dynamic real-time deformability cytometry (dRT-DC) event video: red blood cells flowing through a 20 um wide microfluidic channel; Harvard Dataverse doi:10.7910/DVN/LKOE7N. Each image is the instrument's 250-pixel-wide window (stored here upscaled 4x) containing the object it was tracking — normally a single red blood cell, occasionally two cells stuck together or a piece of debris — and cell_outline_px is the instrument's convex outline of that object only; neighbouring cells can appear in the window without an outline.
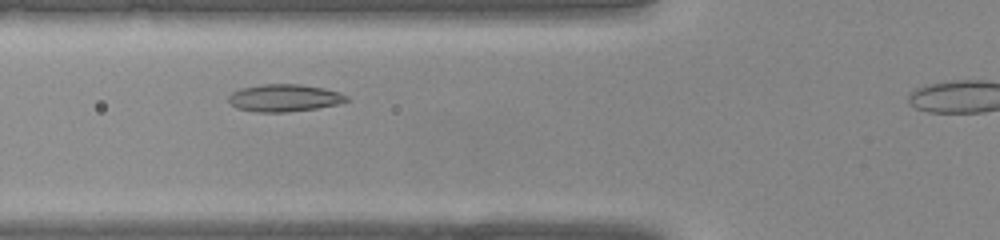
{"species": "common noctule bat (a hibernating species)", "species_latin": "Nyctalus noctula", "temperature_condition": "warm", "stored_images_in_passage": 24, "camera_frame_rate_fps": 3000, "um_per_image_px": 0.085, "animal": {"sex": "female", "body_mass_g": 22.0, "forearm_length_mm": 56.7}, "frame": {"image": 1, "passage_image": 4, "time_ms": 1.0, "image_size_px": [1000, 240], "cell_outline_px": [[348, 100], [336, 104], [316, 108], [284, 112], [256, 112], [236, 108], [228, 100], [228, 96], [232, 92], [240, 88], [264, 84], [300, 84], [324, 88], [340, 92], [348, 96]], "centroid_in_image_um": [24.14, 8.31], "position_along_channel_um": 101.7, "area_um2": 18.73}}
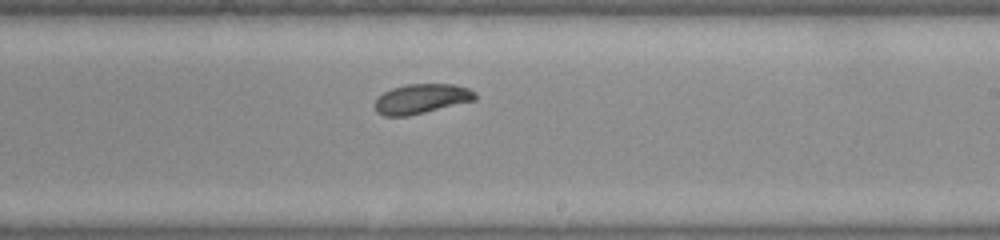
{"frame": {"image": 2, "passage_image": 13, "time_ms": 4.0, "image_size_px": [1000, 240], "cell_outline_px": [[476, 100], [408, 116], [384, 116], [376, 112], [376, 100], [384, 92], [392, 88], [408, 84], [452, 84], [468, 88], [476, 92]], "centroid_in_image_um": [35.84, 8.4], "position_along_channel_um": 253.2, "area_um2": 17.22}}
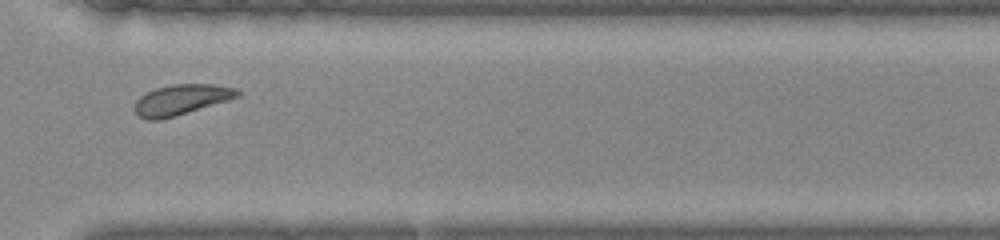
{"frame": {"image": 3, "passage_image": 19, "time_ms": 6.0, "image_size_px": [1000, 240], "cell_outline_px": [[240, 96], [228, 100], [160, 120], [144, 120], [136, 112], [136, 100], [140, 96], [156, 88], [172, 84], [212, 84], [236, 88], [240, 92]], "centroid_in_image_um": [15.41, 8.46], "position_along_channel_um": 355.2, "area_um2": 17.92}}